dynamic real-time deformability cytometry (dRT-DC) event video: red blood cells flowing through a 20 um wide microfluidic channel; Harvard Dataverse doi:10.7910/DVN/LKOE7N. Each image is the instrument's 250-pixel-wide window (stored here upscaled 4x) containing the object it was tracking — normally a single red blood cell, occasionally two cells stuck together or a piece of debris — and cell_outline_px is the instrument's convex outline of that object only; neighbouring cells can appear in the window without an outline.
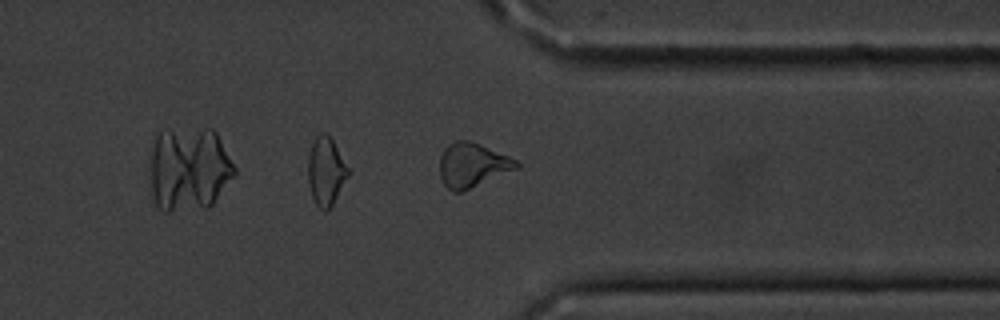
{"species": "common noctule bat (a hibernating species)", "species_latin": "Nyctalus noctula", "temperature_condition": "cold", "stored_images_in_passage": 12, "camera_frame_rate_fps": 3000, "um_per_image_px": 0.085, "animal": {"sex": "male", "body_mass_g": 20.1, "forearm_length_mm": 53.5}, "frame": {"image": 1, "passage_image": 9, "time_ms": 10.0, "image_size_px": [1000, 320], "cell_outline_px": [[520, 168], [460, 192], [452, 192], [444, 184], [440, 176], [440, 156], [444, 148], [448, 144], [456, 140], [468, 140], [480, 144], [508, 156], [516, 160], [520, 164]], "centroid_in_image_um": [40.15, 14.03], "position_along_channel_um": 371.3, "area_um2": 19.77}}